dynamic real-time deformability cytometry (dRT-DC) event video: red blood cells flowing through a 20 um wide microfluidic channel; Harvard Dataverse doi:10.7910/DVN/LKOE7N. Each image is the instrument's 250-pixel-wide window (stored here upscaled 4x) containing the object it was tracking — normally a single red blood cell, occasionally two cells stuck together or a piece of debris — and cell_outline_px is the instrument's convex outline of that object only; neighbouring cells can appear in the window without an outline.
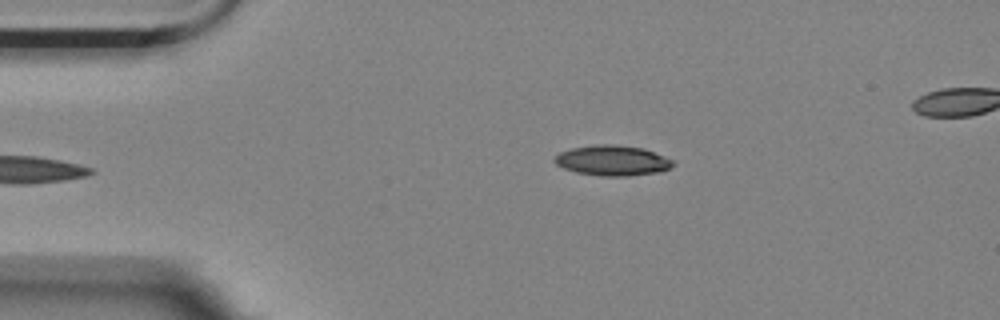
{"species": "Egyptian fruit bat (a non-hibernating species)", "species_latin": "Rousettus aegyptiacus", "temperature_condition": "room temperature", "stored_images_in_passage": 3, "camera_frame_rate_fps": 3000, "um_per_image_px": 0.085, "animal": {"sex": "female"}, "frame": {"image": 1, "passage_image": 3, "time_ms": 0.667, "image_size_px": [1000, 320], "cell_outline_px": [[676, 164], [660, 172], [628, 176], [600, 176], [576, 172], [564, 168], [556, 164], [552, 160], [560, 152], [572, 148], [596, 144], [612, 144], [644, 148], [664, 156], [672, 160]], "centroid_in_image_um": [52.06, 13.64], "position_along_channel_um": 32.9, "area_um2": 20.92}}